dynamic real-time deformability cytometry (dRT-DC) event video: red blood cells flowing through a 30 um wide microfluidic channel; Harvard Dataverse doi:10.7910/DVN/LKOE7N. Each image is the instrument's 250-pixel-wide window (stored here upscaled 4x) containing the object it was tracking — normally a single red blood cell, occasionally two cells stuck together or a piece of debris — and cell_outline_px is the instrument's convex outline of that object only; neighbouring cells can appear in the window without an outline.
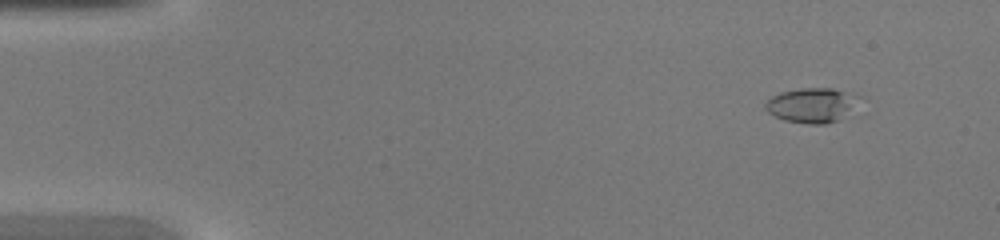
{"species": "common noctule bat (a hibernating species)", "species_latin": "Nyctalus noctula", "temperature_condition": "warm", "stored_images_in_passage": 46, "camera_frame_rate_fps": 3000, "um_per_image_px": 0.085, "animal": {"sex": "female", "body_mass_g": 20.0, "forearm_length_mm": 54.0}, "frame": {"image": 1, "passage_image": 5, "time_ms": 1.333, "image_size_px": [1000, 240], "cell_outline_px": [[864, 96], [836, 120], [824, 124], [808, 124], [784, 120], [768, 112], [764, 108], [764, 104], [772, 96], [780, 92], [800, 88], [832, 88]], "centroid_in_image_um": [68.96, 8.91], "position_along_channel_um": 16.0, "area_um2": 18.67}}
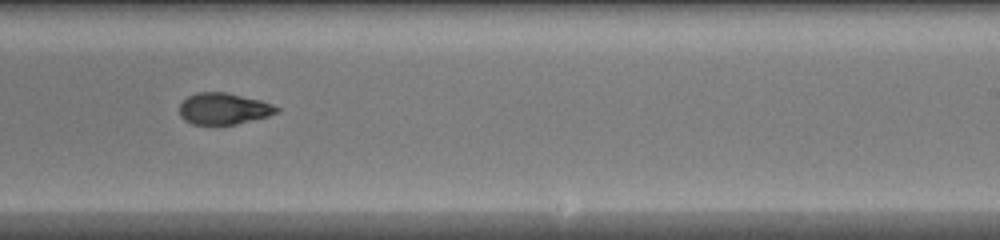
{"frame": {"image": 2, "passage_image": 29, "time_ms": 9.333, "image_size_px": [1000, 240], "cell_outline_px": [[280, 112], [268, 116], [236, 124], [192, 124], [184, 120], [180, 116], [180, 104], [188, 96], [196, 92], [224, 92], [260, 100], [272, 104], [280, 108]], "centroid_in_image_um": [19.01, 9.24], "position_along_channel_um": 270.0, "area_um2": 17.74}}
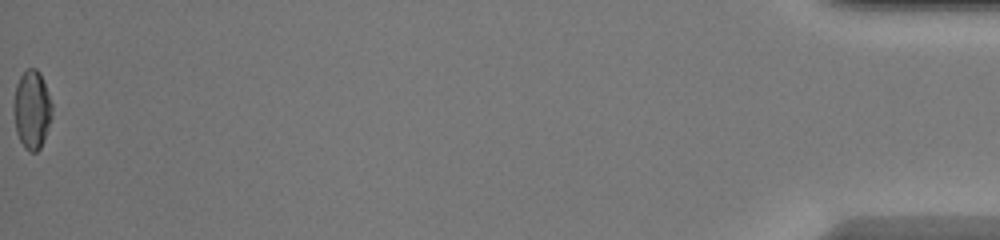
{"frame": {"image": 3, "passage_image": 46, "time_ms": 15.0, "image_size_px": [1000, 240], "cell_outline_px": [[52, 116], [40, 148], [36, 152], [28, 152], [24, 148], [16, 132], [12, 108], [12, 104], [16, 84], [20, 76], [28, 68], [36, 68], [40, 72], [52, 104]], "centroid_in_image_um": [2.68, 9.32], "position_along_channel_um": 432.5, "area_um2": 17.69}}